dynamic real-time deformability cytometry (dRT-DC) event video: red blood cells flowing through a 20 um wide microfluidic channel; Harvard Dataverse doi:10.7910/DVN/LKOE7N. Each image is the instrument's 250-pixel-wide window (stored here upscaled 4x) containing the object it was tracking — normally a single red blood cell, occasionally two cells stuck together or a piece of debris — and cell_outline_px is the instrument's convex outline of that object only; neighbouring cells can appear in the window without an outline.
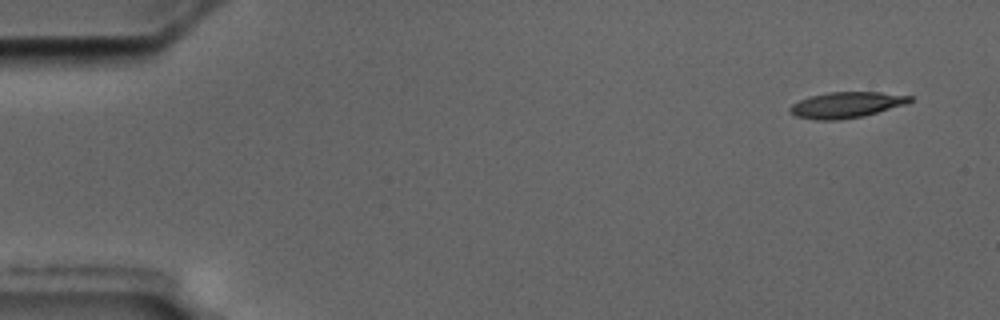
{"species": "common noctule bat (a hibernating species)", "species_latin": "Nyctalus noctula", "temperature_condition": "cold", "stored_images_in_passage": 5, "camera_frame_rate_fps": 3000, "um_per_image_px": 0.085, "animal": {"sex": "male", "body_mass_g": 17.5, "forearm_length_mm": 52.3}, "frame": {"image": 1, "passage_image": 1, "time_ms": 0.0, "image_size_px": [1000, 320], "cell_outline_px": [[912, 100], [904, 104], [864, 116], [836, 120], [816, 120], [796, 116], [788, 112], [788, 108], [792, 104], [800, 100], [812, 96], [828, 92], [880, 92], [912, 96]], "centroid_in_image_um": [71.89, 8.92], "position_along_channel_um": 13.1, "area_um2": 17.92}}
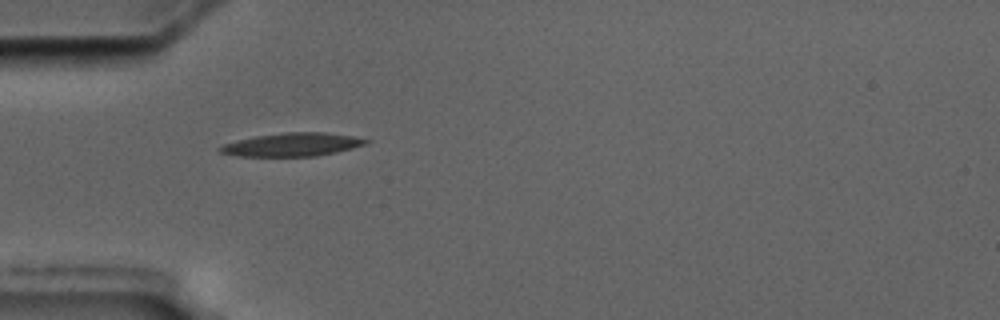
{"frame": {"image": 2, "passage_image": 4, "time_ms": 4.667, "image_size_px": [1000, 320], "cell_outline_px": [[372, 140], [368, 144], [336, 152], [316, 156], [236, 156], [220, 152], [216, 148], [224, 144], [236, 140], [252, 136], [284, 132], [324, 132], [352, 136]], "centroid_in_image_um": [24.83, 12.28], "position_along_channel_um": 60.2, "area_um2": 20.0}}
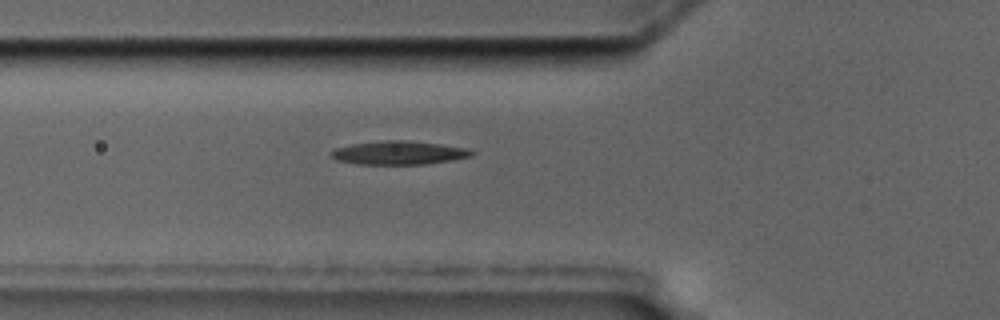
{"frame": {"image": 3, "passage_image": 5, "time_ms": 5.667, "image_size_px": [1000, 320], "cell_outline_px": [[476, 152], [472, 156], [452, 160], [424, 164], [356, 164], [336, 160], [328, 152], [336, 148], [352, 144], [388, 140], [408, 140], [440, 144], [468, 148]], "centroid_in_image_um": [33.92, 12.99], "position_along_channel_um": 91.9, "area_um2": 19.31}}